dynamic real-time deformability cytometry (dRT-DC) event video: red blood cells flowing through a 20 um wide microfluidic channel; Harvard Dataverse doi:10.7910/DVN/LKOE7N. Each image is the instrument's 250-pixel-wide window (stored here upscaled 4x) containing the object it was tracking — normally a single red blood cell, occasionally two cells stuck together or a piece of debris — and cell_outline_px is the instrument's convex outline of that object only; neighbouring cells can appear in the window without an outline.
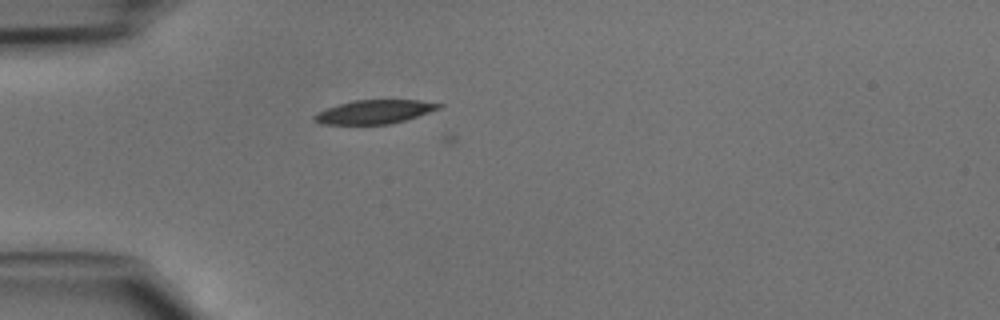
{"species": "common noctule bat (a hibernating species)", "species_latin": "Nyctalus noctula", "temperature_condition": "cold", "stored_images_in_passage": 3, "camera_frame_rate_fps": 3000, "um_per_image_px": 0.085, "animal": {"sex": "male", "body_mass_g": 15.6}, "frame": {"image": 1, "passage_image": 2, "time_ms": 0.333, "image_size_px": [1000, 320], "cell_outline_px": [[444, 104], [440, 108], [404, 120], [388, 124], [320, 124], [312, 120], [312, 116], [316, 112], [324, 108], [352, 100], [420, 100]], "centroid_in_image_um": [31.74, 9.5], "position_along_channel_um": 53.3, "area_um2": 17.28}}